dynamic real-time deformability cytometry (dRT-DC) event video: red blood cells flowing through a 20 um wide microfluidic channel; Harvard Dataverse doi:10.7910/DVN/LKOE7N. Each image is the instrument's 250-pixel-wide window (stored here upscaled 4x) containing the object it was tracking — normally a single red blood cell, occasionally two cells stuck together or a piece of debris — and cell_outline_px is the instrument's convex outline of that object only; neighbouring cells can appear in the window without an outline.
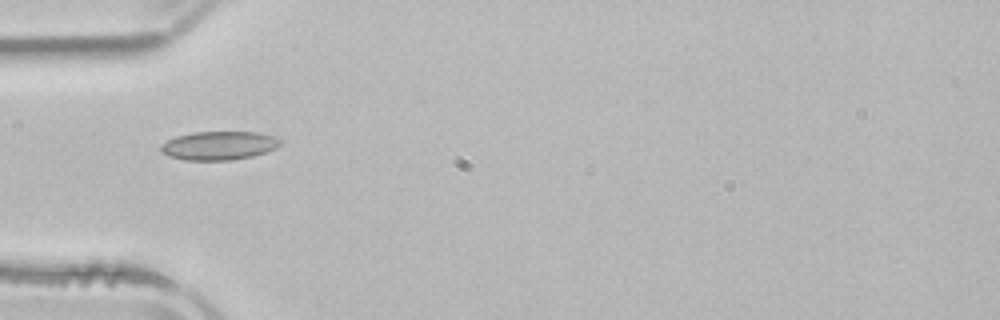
{"species": "common noctule bat (a hibernating species)", "species_latin": "Nyctalus noctula", "temperature_condition": "room temperature", "stored_images_in_passage": 6, "camera_frame_rate_fps": 3000, "um_per_image_px": 0.085, "animal": {"sex": "male", "body_mass_g": 21.5, "forearm_length_mm": 52.0}, "frame": {"image": 1, "passage_image": 4, "time_ms": 5.667, "image_size_px": [1000, 320], "cell_outline_px": [[280, 144], [264, 152], [252, 156], [232, 160], [184, 160], [168, 156], [160, 152], [160, 144], [176, 136], [192, 132], [256, 132], [272, 136], [280, 140]], "centroid_in_image_um": [18.52, 12.37], "position_along_channel_um": 66.5, "area_um2": 19.77}}
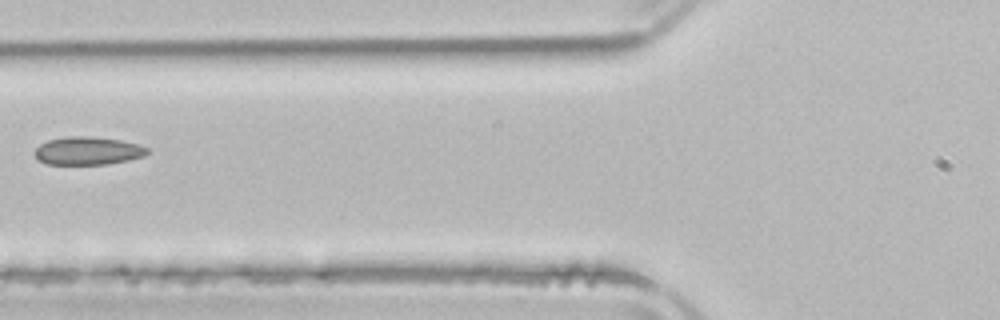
{"frame": {"image": 2, "passage_image": 5, "time_ms": 7.0, "image_size_px": [1000, 320], "cell_outline_px": [[148, 152], [144, 156], [128, 160], [108, 164], [48, 164], [36, 160], [36, 148], [40, 144], [48, 140], [68, 136], [92, 136], [120, 140], [140, 144], [148, 148]], "centroid_in_image_um": [7.48, 12.81], "position_along_channel_um": 118.3, "area_um2": 18.44}}
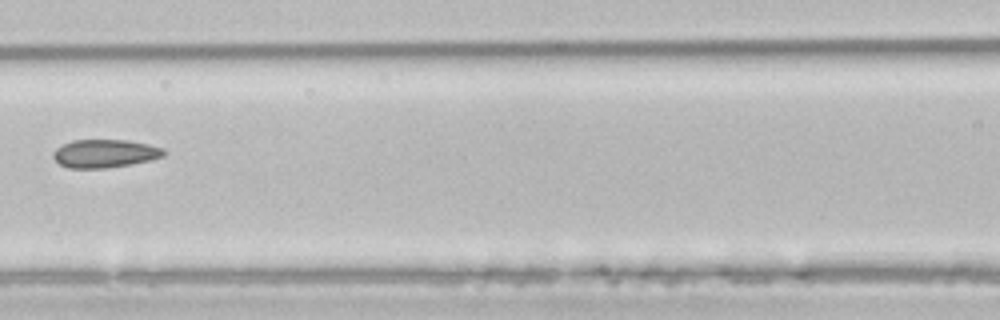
{"frame": {"image": 3, "passage_image": 6, "time_ms": 8.0, "image_size_px": [1000, 320], "cell_outline_px": [[164, 156], [132, 164], [104, 168], [68, 168], [60, 164], [52, 156], [52, 152], [56, 148], [72, 140], [128, 140], [148, 144], [164, 148]], "centroid_in_image_um": [8.89, 13.04], "position_along_channel_um": 157.7, "area_um2": 18.09}}